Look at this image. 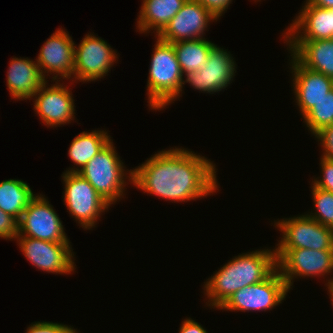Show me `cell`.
<instances>
[{
  "label": "cell",
  "mask_w": 333,
  "mask_h": 333,
  "mask_svg": "<svg viewBox=\"0 0 333 333\" xmlns=\"http://www.w3.org/2000/svg\"><path fill=\"white\" fill-rule=\"evenodd\" d=\"M59 82V84H58ZM46 81L30 98L34 111L47 127H60L75 119V105L72 92L64 83L55 81L50 87Z\"/></svg>",
  "instance_id": "obj_13"
},
{
  "label": "cell",
  "mask_w": 333,
  "mask_h": 333,
  "mask_svg": "<svg viewBox=\"0 0 333 333\" xmlns=\"http://www.w3.org/2000/svg\"><path fill=\"white\" fill-rule=\"evenodd\" d=\"M132 171L134 187L172 203L202 199L219 189L215 164L182 147L158 151Z\"/></svg>",
  "instance_id": "obj_1"
},
{
  "label": "cell",
  "mask_w": 333,
  "mask_h": 333,
  "mask_svg": "<svg viewBox=\"0 0 333 333\" xmlns=\"http://www.w3.org/2000/svg\"><path fill=\"white\" fill-rule=\"evenodd\" d=\"M74 327L62 323L38 321L31 323L25 333H69Z\"/></svg>",
  "instance_id": "obj_27"
},
{
  "label": "cell",
  "mask_w": 333,
  "mask_h": 333,
  "mask_svg": "<svg viewBox=\"0 0 333 333\" xmlns=\"http://www.w3.org/2000/svg\"><path fill=\"white\" fill-rule=\"evenodd\" d=\"M179 333H208L198 322L192 318H185L179 329Z\"/></svg>",
  "instance_id": "obj_31"
},
{
  "label": "cell",
  "mask_w": 333,
  "mask_h": 333,
  "mask_svg": "<svg viewBox=\"0 0 333 333\" xmlns=\"http://www.w3.org/2000/svg\"><path fill=\"white\" fill-rule=\"evenodd\" d=\"M183 74L199 71L208 62L209 54L216 45L210 40L193 39L172 43Z\"/></svg>",
  "instance_id": "obj_22"
},
{
  "label": "cell",
  "mask_w": 333,
  "mask_h": 333,
  "mask_svg": "<svg viewBox=\"0 0 333 333\" xmlns=\"http://www.w3.org/2000/svg\"><path fill=\"white\" fill-rule=\"evenodd\" d=\"M62 180L65 186L62 198L70 216L84 230L94 228L111 205L79 173L63 172Z\"/></svg>",
  "instance_id": "obj_5"
},
{
  "label": "cell",
  "mask_w": 333,
  "mask_h": 333,
  "mask_svg": "<svg viewBox=\"0 0 333 333\" xmlns=\"http://www.w3.org/2000/svg\"><path fill=\"white\" fill-rule=\"evenodd\" d=\"M186 0H143L137 18L136 29L139 33L153 30L158 36L170 20L180 11Z\"/></svg>",
  "instance_id": "obj_20"
},
{
  "label": "cell",
  "mask_w": 333,
  "mask_h": 333,
  "mask_svg": "<svg viewBox=\"0 0 333 333\" xmlns=\"http://www.w3.org/2000/svg\"><path fill=\"white\" fill-rule=\"evenodd\" d=\"M302 119L313 136L333 124V89L317 102Z\"/></svg>",
  "instance_id": "obj_24"
},
{
  "label": "cell",
  "mask_w": 333,
  "mask_h": 333,
  "mask_svg": "<svg viewBox=\"0 0 333 333\" xmlns=\"http://www.w3.org/2000/svg\"><path fill=\"white\" fill-rule=\"evenodd\" d=\"M311 5L333 9V0H307Z\"/></svg>",
  "instance_id": "obj_32"
},
{
  "label": "cell",
  "mask_w": 333,
  "mask_h": 333,
  "mask_svg": "<svg viewBox=\"0 0 333 333\" xmlns=\"http://www.w3.org/2000/svg\"><path fill=\"white\" fill-rule=\"evenodd\" d=\"M289 288L276 268L260 283L236 291L218 310L226 311H267L285 300Z\"/></svg>",
  "instance_id": "obj_7"
},
{
  "label": "cell",
  "mask_w": 333,
  "mask_h": 333,
  "mask_svg": "<svg viewBox=\"0 0 333 333\" xmlns=\"http://www.w3.org/2000/svg\"><path fill=\"white\" fill-rule=\"evenodd\" d=\"M69 333H78V332H77V329L73 328Z\"/></svg>",
  "instance_id": "obj_34"
},
{
  "label": "cell",
  "mask_w": 333,
  "mask_h": 333,
  "mask_svg": "<svg viewBox=\"0 0 333 333\" xmlns=\"http://www.w3.org/2000/svg\"><path fill=\"white\" fill-rule=\"evenodd\" d=\"M290 54L303 66L333 79V38L284 40Z\"/></svg>",
  "instance_id": "obj_18"
},
{
  "label": "cell",
  "mask_w": 333,
  "mask_h": 333,
  "mask_svg": "<svg viewBox=\"0 0 333 333\" xmlns=\"http://www.w3.org/2000/svg\"><path fill=\"white\" fill-rule=\"evenodd\" d=\"M35 196L30 186L22 180L8 179L0 182V209L17 220Z\"/></svg>",
  "instance_id": "obj_23"
},
{
  "label": "cell",
  "mask_w": 333,
  "mask_h": 333,
  "mask_svg": "<svg viewBox=\"0 0 333 333\" xmlns=\"http://www.w3.org/2000/svg\"><path fill=\"white\" fill-rule=\"evenodd\" d=\"M286 28L284 40H327L333 38V9L311 5L307 0Z\"/></svg>",
  "instance_id": "obj_16"
},
{
  "label": "cell",
  "mask_w": 333,
  "mask_h": 333,
  "mask_svg": "<svg viewBox=\"0 0 333 333\" xmlns=\"http://www.w3.org/2000/svg\"><path fill=\"white\" fill-rule=\"evenodd\" d=\"M209 10L216 19L227 11L233 0H195Z\"/></svg>",
  "instance_id": "obj_30"
},
{
  "label": "cell",
  "mask_w": 333,
  "mask_h": 333,
  "mask_svg": "<svg viewBox=\"0 0 333 333\" xmlns=\"http://www.w3.org/2000/svg\"><path fill=\"white\" fill-rule=\"evenodd\" d=\"M282 234L275 249L333 250V229L303 214L274 221Z\"/></svg>",
  "instance_id": "obj_6"
},
{
  "label": "cell",
  "mask_w": 333,
  "mask_h": 333,
  "mask_svg": "<svg viewBox=\"0 0 333 333\" xmlns=\"http://www.w3.org/2000/svg\"><path fill=\"white\" fill-rule=\"evenodd\" d=\"M74 56L75 43L68 32L61 27L41 46L35 60L46 81H48L46 76L52 75L53 82L59 81L58 79H69L73 82Z\"/></svg>",
  "instance_id": "obj_12"
},
{
  "label": "cell",
  "mask_w": 333,
  "mask_h": 333,
  "mask_svg": "<svg viewBox=\"0 0 333 333\" xmlns=\"http://www.w3.org/2000/svg\"><path fill=\"white\" fill-rule=\"evenodd\" d=\"M326 280H327V283H325V285L328 288V293H329V296L331 297L330 298L331 304L333 306V279L330 278V279H326Z\"/></svg>",
  "instance_id": "obj_33"
},
{
  "label": "cell",
  "mask_w": 333,
  "mask_h": 333,
  "mask_svg": "<svg viewBox=\"0 0 333 333\" xmlns=\"http://www.w3.org/2000/svg\"><path fill=\"white\" fill-rule=\"evenodd\" d=\"M323 150V157L333 159V124L325 127L314 136Z\"/></svg>",
  "instance_id": "obj_29"
},
{
  "label": "cell",
  "mask_w": 333,
  "mask_h": 333,
  "mask_svg": "<svg viewBox=\"0 0 333 333\" xmlns=\"http://www.w3.org/2000/svg\"><path fill=\"white\" fill-rule=\"evenodd\" d=\"M276 268L275 248L234 256L204 282L206 306L219 309L236 291L260 283Z\"/></svg>",
  "instance_id": "obj_2"
},
{
  "label": "cell",
  "mask_w": 333,
  "mask_h": 333,
  "mask_svg": "<svg viewBox=\"0 0 333 333\" xmlns=\"http://www.w3.org/2000/svg\"><path fill=\"white\" fill-rule=\"evenodd\" d=\"M7 89L15 100H30L33 94L46 82L39 66L32 59L13 57L7 71Z\"/></svg>",
  "instance_id": "obj_19"
},
{
  "label": "cell",
  "mask_w": 333,
  "mask_h": 333,
  "mask_svg": "<svg viewBox=\"0 0 333 333\" xmlns=\"http://www.w3.org/2000/svg\"><path fill=\"white\" fill-rule=\"evenodd\" d=\"M16 241L27 261L38 270L66 275L76 269L71 243L49 242L21 235L16 237Z\"/></svg>",
  "instance_id": "obj_11"
},
{
  "label": "cell",
  "mask_w": 333,
  "mask_h": 333,
  "mask_svg": "<svg viewBox=\"0 0 333 333\" xmlns=\"http://www.w3.org/2000/svg\"><path fill=\"white\" fill-rule=\"evenodd\" d=\"M115 148L111 140L78 172L110 205L124 198L125 186L128 181L132 184L133 177L132 169L125 168Z\"/></svg>",
  "instance_id": "obj_4"
},
{
  "label": "cell",
  "mask_w": 333,
  "mask_h": 333,
  "mask_svg": "<svg viewBox=\"0 0 333 333\" xmlns=\"http://www.w3.org/2000/svg\"><path fill=\"white\" fill-rule=\"evenodd\" d=\"M236 62L227 49L215 45L210 54L208 62L203 69L192 73L183 74V82L189 83L194 89L203 93L214 94L226 89L235 78ZM186 77V78H185Z\"/></svg>",
  "instance_id": "obj_14"
},
{
  "label": "cell",
  "mask_w": 333,
  "mask_h": 333,
  "mask_svg": "<svg viewBox=\"0 0 333 333\" xmlns=\"http://www.w3.org/2000/svg\"><path fill=\"white\" fill-rule=\"evenodd\" d=\"M157 40L151 56L147 82L148 108L161 111L182 96L183 73L172 43Z\"/></svg>",
  "instance_id": "obj_3"
},
{
  "label": "cell",
  "mask_w": 333,
  "mask_h": 333,
  "mask_svg": "<svg viewBox=\"0 0 333 333\" xmlns=\"http://www.w3.org/2000/svg\"><path fill=\"white\" fill-rule=\"evenodd\" d=\"M18 236V220L0 209V238L14 240Z\"/></svg>",
  "instance_id": "obj_28"
},
{
  "label": "cell",
  "mask_w": 333,
  "mask_h": 333,
  "mask_svg": "<svg viewBox=\"0 0 333 333\" xmlns=\"http://www.w3.org/2000/svg\"><path fill=\"white\" fill-rule=\"evenodd\" d=\"M321 176L312 179V184L320 189L333 193V159L321 156Z\"/></svg>",
  "instance_id": "obj_26"
},
{
  "label": "cell",
  "mask_w": 333,
  "mask_h": 333,
  "mask_svg": "<svg viewBox=\"0 0 333 333\" xmlns=\"http://www.w3.org/2000/svg\"><path fill=\"white\" fill-rule=\"evenodd\" d=\"M111 140V136L108 135V132L102 129L93 130L91 132L84 131L78 134L72 140L68 150V156L76 167L68 168L65 172L78 173L81 171Z\"/></svg>",
  "instance_id": "obj_21"
},
{
  "label": "cell",
  "mask_w": 333,
  "mask_h": 333,
  "mask_svg": "<svg viewBox=\"0 0 333 333\" xmlns=\"http://www.w3.org/2000/svg\"><path fill=\"white\" fill-rule=\"evenodd\" d=\"M290 68L292 73L293 93L303 117L317 102L333 89V79L322 73L303 67L292 55Z\"/></svg>",
  "instance_id": "obj_17"
},
{
  "label": "cell",
  "mask_w": 333,
  "mask_h": 333,
  "mask_svg": "<svg viewBox=\"0 0 333 333\" xmlns=\"http://www.w3.org/2000/svg\"><path fill=\"white\" fill-rule=\"evenodd\" d=\"M116 53V50L114 51L101 37L88 33L78 47L75 44L73 81H98L108 75L111 67L117 62Z\"/></svg>",
  "instance_id": "obj_10"
},
{
  "label": "cell",
  "mask_w": 333,
  "mask_h": 333,
  "mask_svg": "<svg viewBox=\"0 0 333 333\" xmlns=\"http://www.w3.org/2000/svg\"><path fill=\"white\" fill-rule=\"evenodd\" d=\"M18 235L56 243H71L59 215L45 195L37 194L18 220Z\"/></svg>",
  "instance_id": "obj_9"
},
{
  "label": "cell",
  "mask_w": 333,
  "mask_h": 333,
  "mask_svg": "<svg viewBox=\"0 0 333 333\" xmlns=\"http://www.w3.org/2000/svg\"><path fill=\"white\" fill-rule=\"evenodd\" d=\"M312 200L315 207V212L309 215L325 227L333 229V193L320 189L311 184Z\"/></svg>",
  "instance_id": "obj_25"
},
{
  "label": "cell",
  "mask_w": 333,
  "mask_h": 333,
  "mask_svg": "<svg viewBox=\"0 0 333 333\" xmlns=\"http://www.w3.org/2000/svg\"><path fill=\"white\" fill-rule=\"evenodd\" d=\"M218 19L195 0H186L158 37L168 43L205 38L210 22Z\"/></svg>",
  "instance_id": "obj_15"
},
{
  "label": "cell",
  "mask_w": 333,
  "mask_h": 333,
  "mask_svg": "<svg viewBox=\"0 0 333 333\" xmlns=\"http://www.w3.org/2000/svg\"><path fill=\"white\" fill-rule=\"evenodd\" d=\"M275 254L277 269L289 290L296 278L325 277L333 271V250L275 249Z\"/></svg>",
  "instance_id": "obj_8"
}]
</instances>
